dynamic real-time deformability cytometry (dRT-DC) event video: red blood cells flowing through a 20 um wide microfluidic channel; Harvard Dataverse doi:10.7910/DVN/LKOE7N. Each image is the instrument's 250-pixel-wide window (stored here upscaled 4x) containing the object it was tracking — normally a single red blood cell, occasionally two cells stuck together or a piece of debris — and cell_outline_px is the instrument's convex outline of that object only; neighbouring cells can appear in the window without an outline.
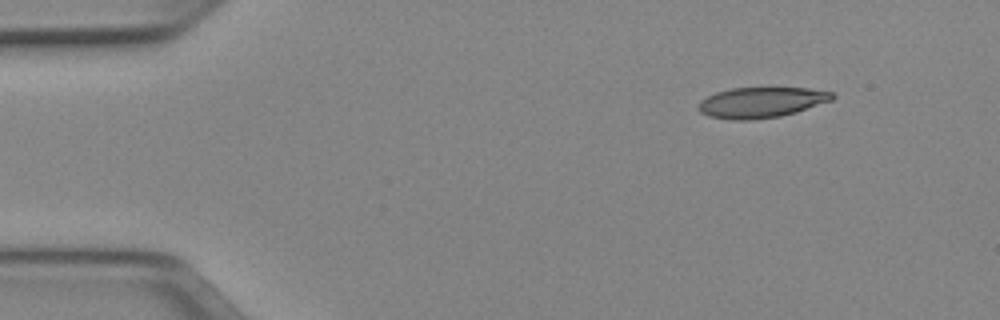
{"species": "Egyptian fruit bat (a non-hibernating species)", "species_latin": "Rousettus aegyptiacus", "temperature_condition": "cold", "stored_images_in_passage": 46, "camera_frame_rate_fps": 3000, "um_per_image_px": 0.085, "animal": {"sex": "female"}, "frame": {"image": 1, "passage_image": 1, "time_ms": 0.0, "image_size_px": [1000, 320], "cell_outline_px": [[836, 96], [832, 100], [796, 112], [780, 116], [752, 120], [732, 120], [708, 116], [700, 112], [700, 100], [716, 92], [732, 88], [808, 88], [832, 92]], "centroid_in_image_um": [64.72, 8.71], "position_along_channel_um": 20.3, "area_um2": 23.7}}
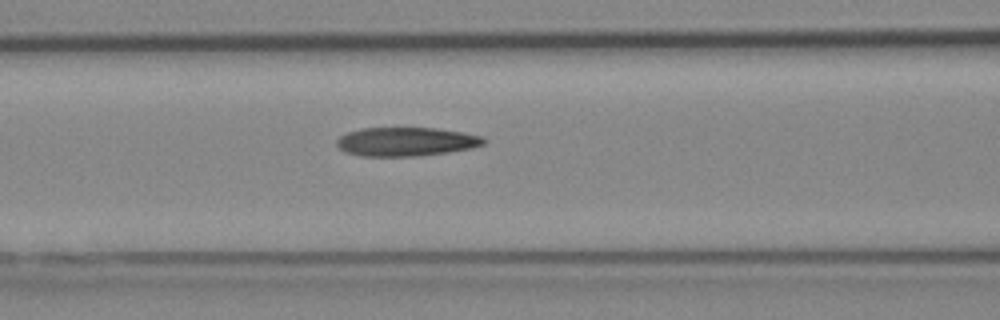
{"frame": {"image": 2, "passage_image": 16, "time_ms": 5.0, "image_size_px": [1000, 320], "cell_outline_px": [[488, 140], [484, 144], [472, 148], [448, 152], [420, 156], [360, 156], [344, 152], [336, 144], [336, 140], [340, 136], [348, 132], [360, 128], [436, 128], [464, 132], [480, 136]], "centroid_in_image_um": [34.52, 12.04], "position_along_channel_um": 132.1, "area_um2": 24.85}}
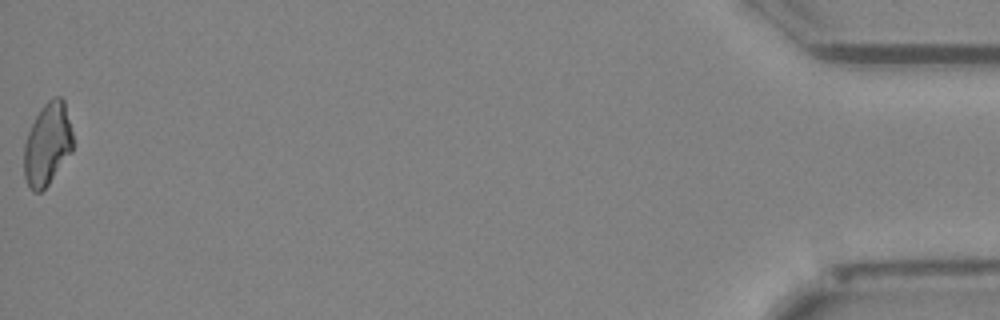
{"frame": {"image": 3, "passage_image": 46, "time_ms": 15.0, "image_size_px": [1000, 320], "cell_outline_px": [[72, 152], [48, 184], [40, 192], [32, 192], [24, 176], [24, 144], [28, 132], [40, 108], [52, 96], [60, 96], [64, 100], [72, 132]], "centroid_in_image_um": [4.02, 12.24], "position_along_channel_um": 431.2, "area_um2": 23.41}, "authors_computed_cell_mechanics": {"area_um2": 24.6806, "velocity_mm_per_s": 3.9708, "shape_relaxation_time_tau1_ms": null, "shape_relaxation_time_tau2_ms": 4.7016, "deformation_change_tau1": null, "deformation_change_tau2": 0.1485}}